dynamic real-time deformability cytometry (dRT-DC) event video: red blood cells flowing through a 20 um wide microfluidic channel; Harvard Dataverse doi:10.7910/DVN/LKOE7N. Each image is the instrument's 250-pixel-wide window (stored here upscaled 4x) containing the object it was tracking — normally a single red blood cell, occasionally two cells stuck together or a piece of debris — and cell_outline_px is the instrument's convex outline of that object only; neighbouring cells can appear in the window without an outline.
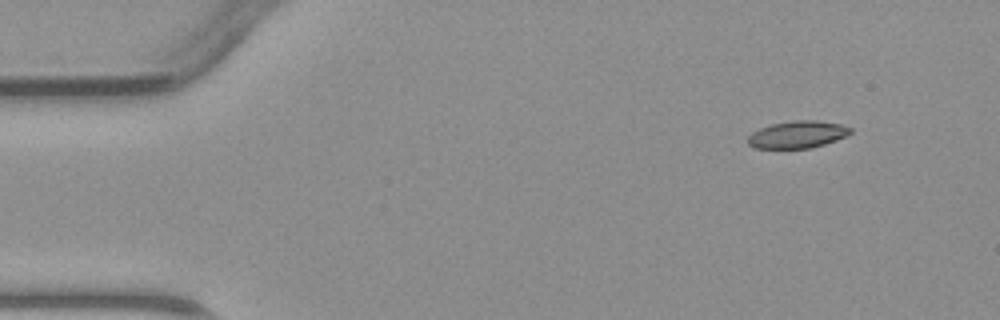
{"species": "common noctule bat (a hibernating species)", "species_latin": "Nyctalus noctula", "temperature_condition": "warm", "stored_images_in_passage": 4, "camera_frame_rate_fps": 3000, "um_per_image_px": 0.085, "animal": {"sex": "male", "body_mass_g": 23.1, "forearm_length_mm": 52.7}, "frame": {"image": 1, "passage_image": 1, "time_ms": 0.0, "image_size_px": [1000, 320], "cell_outline_px": [[852, 132], [836, 140], [824, 144], [808, 148], [756, 148], [748, 144], [748, 136], [752, 132], [760, 128], [772, 124], [792, 120], [816, 120], [840, 124], [852, 128]], "centroid_in_image_um": [67.78, 11.42], "position_along_channel_um": 17.2, "area_um2": 16.13}}
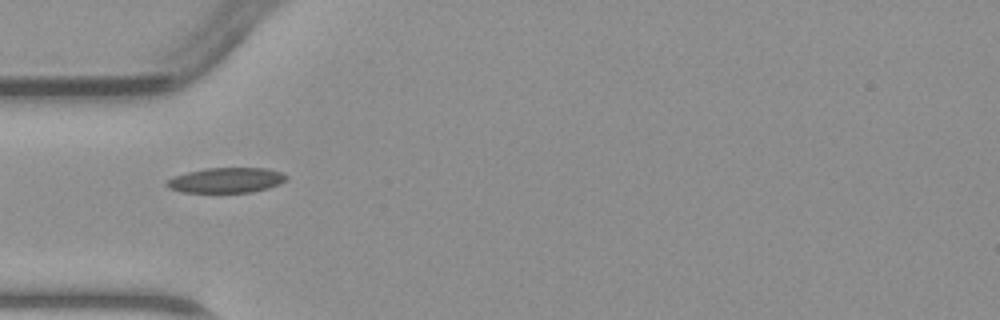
{"frame": {"image": 2, "passage_image": 4, "time_ms": 3.333, "image_size_px": [1000, 320], "cell_outline_px": [[288, 176], [280, 184], [268, 188], [252, 192], [180, 192], [168, 188], [164, 184], [164, 180], [172, 176], [204, 168], [268, 168], [280, 172]], "centroid_in_image_um": [19.16, 15.31], "position_along_channel_um": 65.8, "area_um2": 17.69}}